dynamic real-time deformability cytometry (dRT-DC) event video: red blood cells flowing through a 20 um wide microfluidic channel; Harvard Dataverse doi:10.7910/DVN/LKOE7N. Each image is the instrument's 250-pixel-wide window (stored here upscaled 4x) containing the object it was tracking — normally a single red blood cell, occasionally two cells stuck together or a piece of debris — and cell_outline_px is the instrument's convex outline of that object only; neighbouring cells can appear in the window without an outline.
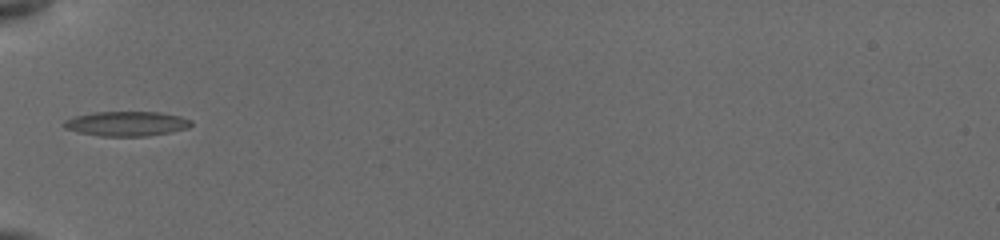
{"species": "common noctule bat (a hibernating species)", "species_latin": "Nyctalus noctula", "temperature_condition": "cold", "stored_images_in_passage": 15, "camera_frame_rate_fps": 3000, "um_per_image_px": 0.085, "animal": {"sex": "female", "body_mass_g": 19.5, "forearm_length_mm": 54.1}, "frame": {"image": 1, "passage_image": 1, "time_ms": 0.0, "image_size_px": [1000, 240], "cell_outline_px": [[192, 124], [188, 128], [148, 136], [100, 136], [80, 132], [64, 128], [60, 124], [64, 120], [76, 116], [92, 112], [160, 112], [180, 116], [192, 120]], "centroid_in_image_um": [10.74, 10.51], "position_along_channel_um": 74.3, "area_um2": 18.32}}
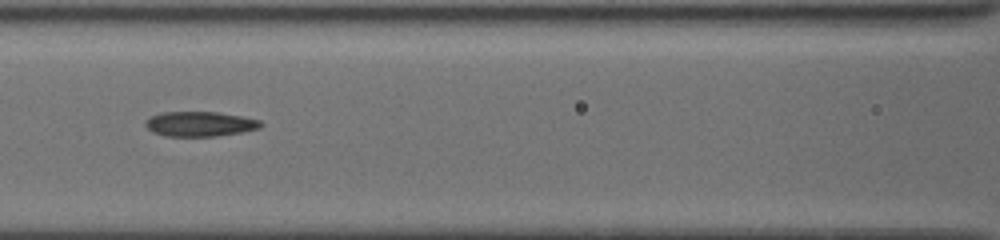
{"frame": {"image": 2, "passage_image": 10, "time_ms": 2.0, "image_size_px": [1000, 240], "cell_outline_px": [[264, 124], [260, 128], [244, 132], [216, 136], [164, 136], [152, 132], [144, 124], [144, 120], [148, 116], [160, 112], [220, 112], [260, 120]], "centroid_in_image_um": [16.96, 10.53], "position_along_channel_um": 149.6, "area_um2": 16.99}}
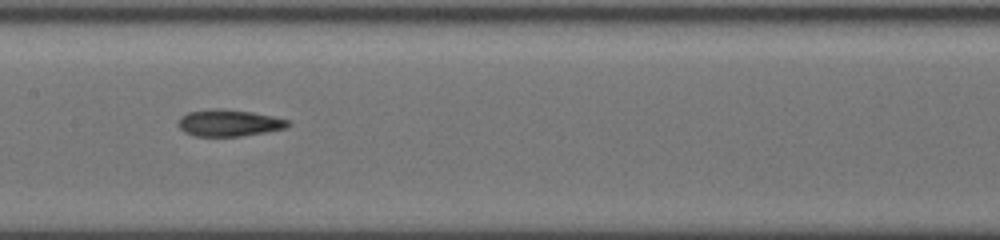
{"frame": {"image": 3, "passage_image": 14, "time_ms": 3.0, "image_size_px": [1000, 240], "cell_outline_px": [[292, 124], [288, 128], [240, 136], [196, 136], [184, 132], [176, 124], [180, 116], [188, 112], [212, 108], [224, 108], [252, 112], [272, 116], [288, 120]], "centroid_in_image_um": [19.44, 10.44], "position_along_channel_um": 188.0, "area_um2": 17.28}}